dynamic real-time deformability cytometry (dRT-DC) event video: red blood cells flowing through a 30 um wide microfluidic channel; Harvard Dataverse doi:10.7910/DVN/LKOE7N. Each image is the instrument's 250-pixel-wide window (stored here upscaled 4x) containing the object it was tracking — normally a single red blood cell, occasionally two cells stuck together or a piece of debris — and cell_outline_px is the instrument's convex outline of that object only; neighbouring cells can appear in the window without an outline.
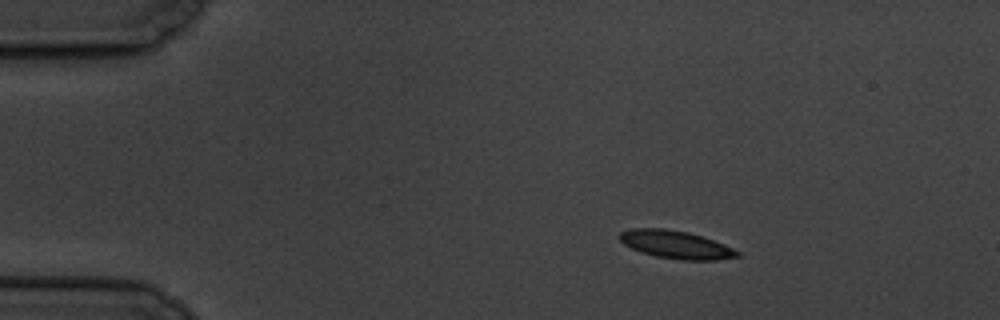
{"species": "common noctule bat (a hibernating species)", "species_latin": "Nyctalus noctula", "temperature_condition": "cold", "stored_images_in_passage": 3, "camera_frame_rate_fps": 3000, "um_per_image_px": 0.085, "animal": {"sex": "male", "body_mass_g": 19.5, "forearm_length_mm": 54.6}, "frame": {"image": 1, "passage_image": 1, "time_ms": 0.0, "image_size_px": [1000, 320], "cell_outline_px": [[740, 256], [716, 260], [680, 260], [656, 256], [640, 252], [624, 244], [620, 240], [620, 232], [632, 228], [664, 228], [688, 232], [704, 236], [724, 244], [740, 252]], "centroid_in_image_um": [57.46, 20.79], "position_along_channel_um": 27.5, "area_um2": 19.19}}